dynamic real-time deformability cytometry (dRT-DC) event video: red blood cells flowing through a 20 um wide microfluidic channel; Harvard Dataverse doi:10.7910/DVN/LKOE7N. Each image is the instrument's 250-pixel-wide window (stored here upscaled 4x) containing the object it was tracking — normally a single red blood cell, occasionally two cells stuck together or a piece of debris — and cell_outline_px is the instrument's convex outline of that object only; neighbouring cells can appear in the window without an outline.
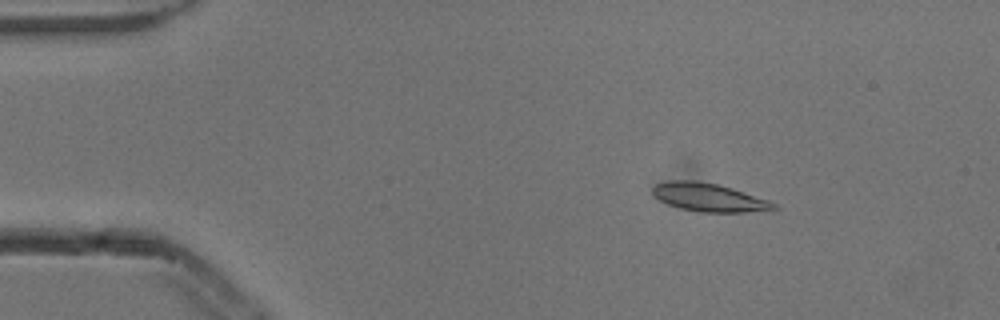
{"species": "common noctule bat (a hibernating species)", "species_latin": "Nyctalus noctula", "temperature_condition": "cold", "stored_images_in_passage": 4, "camera_frame_rate_fps": 3000, "um_per_image_px": 0.085, "animal": {"sex": "male", "body_mass_g": 13.3}, "frame": {"image": 1, "passage_image": 2, "time_ms": 0.333, "image_size_px": [1000, 320], "cell_outline_px": [[780, 208], [744, 212], [700, 212], [680, 208], [668, 204], [660, 200], [652, 192], [652, 188], [656, 184], [668, 180], [696, 180], [716, 184], [732, 188], [768, 200], [776, 204]], "centroid_in_image_um": [60.24, 16.77], "position_along_channel_um": 24.8, "area_um2": 19.77}}